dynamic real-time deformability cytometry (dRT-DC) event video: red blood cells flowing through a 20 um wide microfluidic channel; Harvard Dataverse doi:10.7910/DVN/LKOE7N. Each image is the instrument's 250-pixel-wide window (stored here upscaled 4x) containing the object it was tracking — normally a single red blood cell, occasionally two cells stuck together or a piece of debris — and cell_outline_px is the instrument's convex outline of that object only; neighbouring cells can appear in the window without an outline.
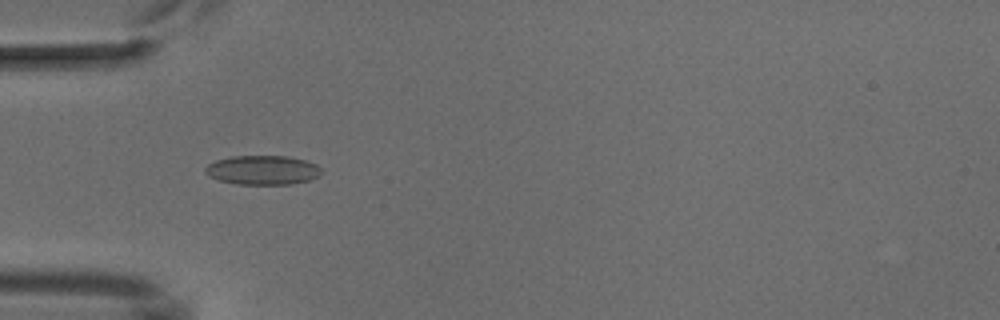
{"species": "common noctule bat (a hibernating species)", "species_latin": "Nyctalus noctula", "temperature_condition": "cold", "stored_images_in_passage": 5, "camera_frame_rate_fps": 3000, "um_per_image_px": 0.085, "animal": {"sex": "male", "body_mass_g": 18.8}, "frame": {"image": 1, "passage_image": 4, "time_ms": 4.333, "image_size_px": [1000, 320], "cell_outline_px": [[320, 172], [316, 176], [308, 180], [292, 184], [236, 184], [220, 180], [208, 176], [204, 172], [204, 168], [208, 164], [216, 160], [232, 156], [288, 156], [304, 160], [316, 164], [320, 168]], "centroid_in_image_um": [22.27, 14.45], "position_along_channel_um": 62.7, "area_um2": 19.65}}
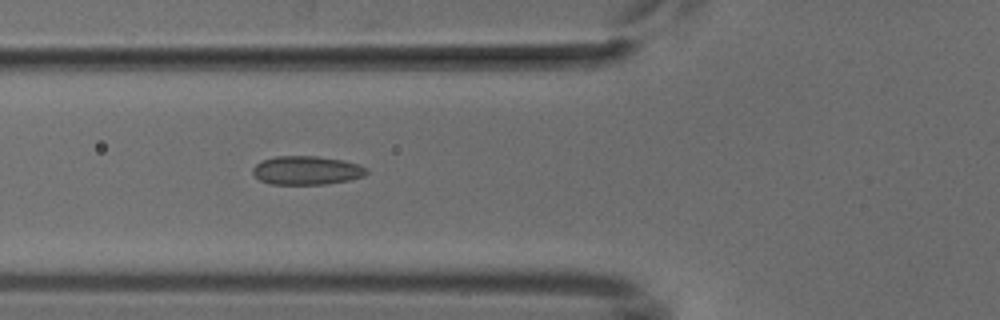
{"frame": {"image": 2, "passage_image": 5, "time_ms": 5.333, "image_size_px": [1000, 320], "cell_outline_px": [[368, 172], [364, 176], [348, 180], [328, 184], [268, 184], [260, 180], [252, 172], [252, 168], [260, 160], [276, 156], [316, 156], [340, 160], [356, 164], [368, 168]], "centroid_in_image_um": [26.03, 14.48], "position_along_channel_um": 99.8, "area_um2": 19.02}}